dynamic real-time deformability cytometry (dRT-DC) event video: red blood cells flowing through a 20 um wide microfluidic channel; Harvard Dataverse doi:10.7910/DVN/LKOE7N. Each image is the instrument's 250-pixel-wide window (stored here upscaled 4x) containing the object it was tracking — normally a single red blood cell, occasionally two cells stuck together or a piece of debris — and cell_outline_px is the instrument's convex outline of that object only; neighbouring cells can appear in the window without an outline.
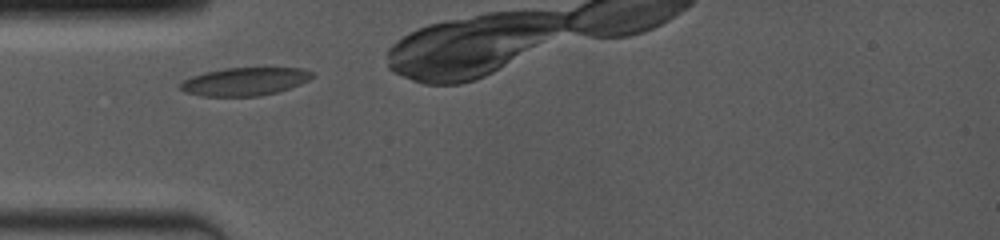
{"species": "common noctule bat (a hibernating species)", "species_latin": "Nyctalus noctula", "temperature_condition": "room temperature", "stored_images_in_passage": 16, "camera_frame_rate_fps": 4000, "um_per_image_px": 0.085, "animal": {"sex": "female", "body_mass_g": 19.0, "forearm_length_mm": 53.3}, "frame": {"image": 1, "passage_image": 1, "time_ms": 0.0, "image_size_px": [1000, 240], "cell_outline_px": [[316, 72], [308, 80], [300, 84], [276, 92], [260, 96], [200, 96], [184, 92], [180, 88], [180, 84], [184, 80], [192, 76], [204, 72], [224, 68], [304, 68]], "centroid_in_image_um": [20.8, 6.92], "position_along_channel_um": 64.2, "area_um2": 21.56}}
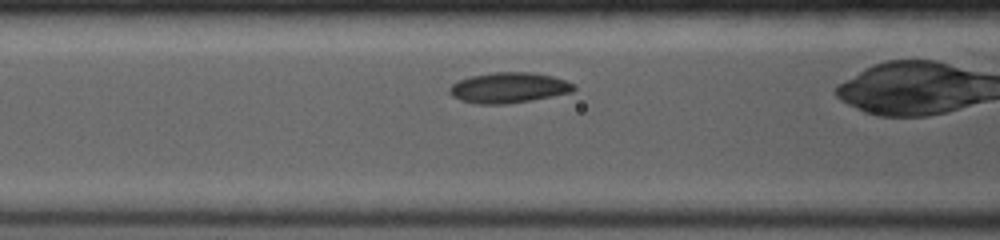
{"frame": {"image": 2, "passage_image": 5, "time_ms": 1.5, "image_size_px": [1000, 240], "cell_outline_px": [[576, 88], [572, 92], [532, 100], [508, 104], [476, 104], [460, 100], [452, 96], [448, 92], [448, 88], [452, 84], [460, 80], [472, 76], [492, 72], [532, 72], [552, 76], [576, 84]], "centroid_in_image_um": [43.24, 7.46], "position_along_channel_um": 123.4, "area_um2": 22.2}}
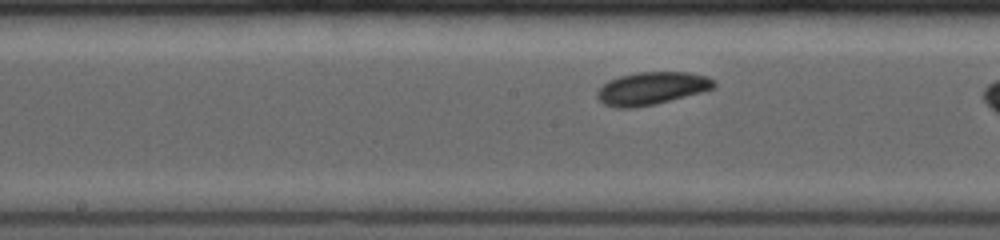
{"frame": {"image": 3, "passage_image": 10, "time_ms": 3.25, "image_size_px": [1000, 240], "cell_outline_px": [[716, 88], [636, 108], [616, 108], [604, 104], [596, 96], [596, 92], [608, 80], [620, 76], [636, 72], [688, 72], [708, 76], [716, 80]], "centroid_in_image_um": [55.4, 7.5], "position_along_channel_um": 192.8, "area_um2": 22.2}}